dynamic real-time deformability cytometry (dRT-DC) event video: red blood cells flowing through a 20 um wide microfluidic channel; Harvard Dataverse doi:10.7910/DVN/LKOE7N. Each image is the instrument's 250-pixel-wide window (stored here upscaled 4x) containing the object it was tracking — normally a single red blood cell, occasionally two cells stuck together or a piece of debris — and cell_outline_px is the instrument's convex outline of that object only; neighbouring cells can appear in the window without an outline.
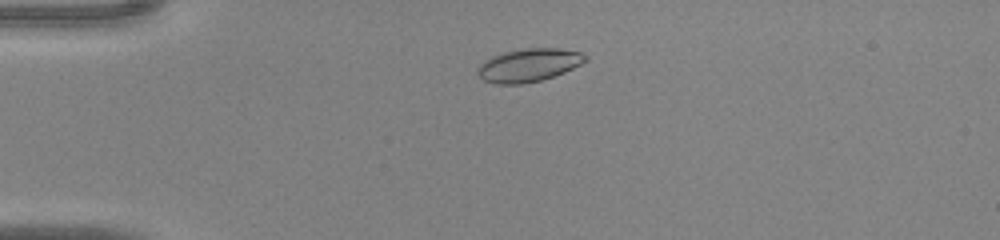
{"species": "common noctule bat (a hibernating species)", "species_latin": "Nyctalus noctula", "temperature_condition": "warm", "stored_images_in_passage": 39, "camera_frame_rate_fps": 3000, "um_per_image_px": 0.085, "animal": {"sex": "male", "body_mass_g": 20.0, "forearm_length_mm": 53.3}, "frame": {"image": 1, "passage_image": 6, "time_ms": 1.667, "image_size_px": [1000, 240], "cell_outline_px": [[588, 60], [564, 72], [540, 80], [520, 84], [496, 84], [484, 80], [476, 72], [476, 68], [484, 60], [492, 56], [504, 52], [528, 48], [556, 48], [580, 52], [588, 56]], "centroid_in_image_um": [44.92, 5.53], "position_along_channel_um": 40.1, "area_um2": 20.63}}
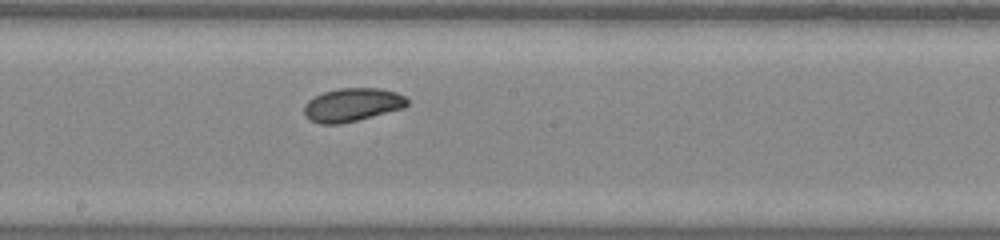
{"frame": {"image": 2, "passage_image": 20, "time_ms": 6.333, "image_size_px": [1000, 240], "cell_outline_px": [[408, 104], [404, 108], [340, 124], [320, 124], [308, 120], [304, 112], [304, 104], [308, 100], [324, 92], [340, 88], [380, 88], [396, 92], [404, 96], [408, 100]], "centroid_in_image_um": [29.93, 8.91], "position_along_channel_um": 218.3, "area_um2": 20.0}}
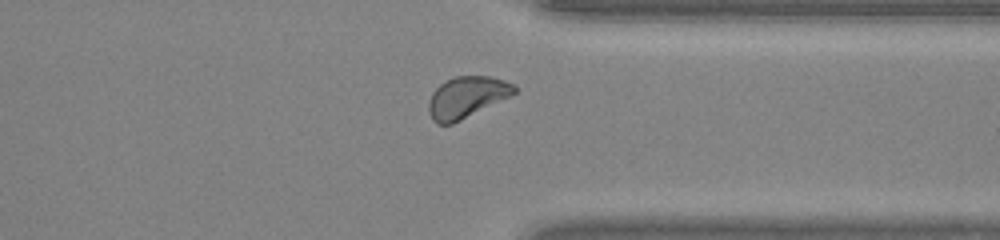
{"frame": {"image": 3, "passage_image": 30, "time_ms": 9.667, "image_size_px": [1000, 240], "cell_outline_px": [[516, 92], [452, 124], [436, 124], [432, 120], [428, 112], [428, 104], [432, 92], [440, 84], [456, 76], [488, 76], [504, 80], [516, 84]], "centroid_in_image_um": [39.63, 8.26], "position_along_channel_um": 371.8, "area_um2": 20.29}}